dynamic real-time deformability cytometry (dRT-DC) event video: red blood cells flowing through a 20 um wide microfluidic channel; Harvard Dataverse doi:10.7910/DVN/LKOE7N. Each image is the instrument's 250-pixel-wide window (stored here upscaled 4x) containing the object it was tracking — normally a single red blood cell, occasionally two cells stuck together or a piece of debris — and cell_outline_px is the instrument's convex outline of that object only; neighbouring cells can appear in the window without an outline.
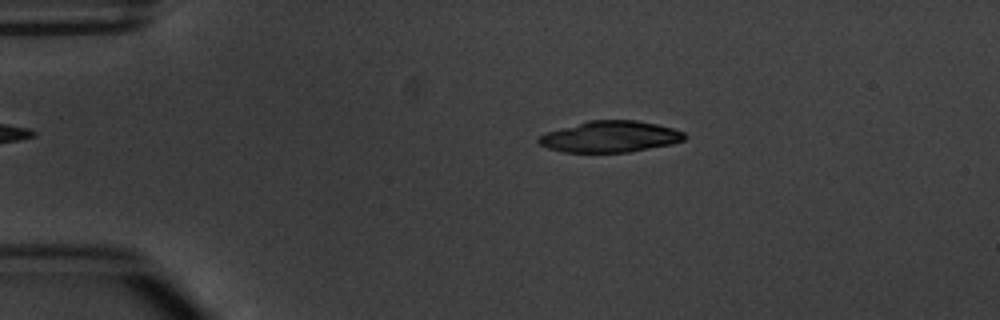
{"species": "common noctule bat (a hibernating species)", "species_latin": "Nyctalus noctula", "temperature_condition": "warm", "stored_images_in_passage": 6, "camera_frame_rate_fps": 3000, "um_per_image_px": 0.085, "animal": {"sex": "male", "body_mass_g": 20.1, "forearm_length_mm": 53.5}, "frame": {"image": 1, "passage_image": 3, "time_ms": 2.333, "image_size_px": [1000, 320], "cell_outline_px": [[688, 136], [684, 140], [672, 144], [628, 152], [564, 152], [548, 148], [540, 144], [536, 140], [544, 132], [588, 120], [636, 120], [656, 124], [672, 128], [684, 132]], "centroid_in_image_um": [51.85, 11.61], "position_along_channel_um": 33.1, "area_um2": 26.65}}